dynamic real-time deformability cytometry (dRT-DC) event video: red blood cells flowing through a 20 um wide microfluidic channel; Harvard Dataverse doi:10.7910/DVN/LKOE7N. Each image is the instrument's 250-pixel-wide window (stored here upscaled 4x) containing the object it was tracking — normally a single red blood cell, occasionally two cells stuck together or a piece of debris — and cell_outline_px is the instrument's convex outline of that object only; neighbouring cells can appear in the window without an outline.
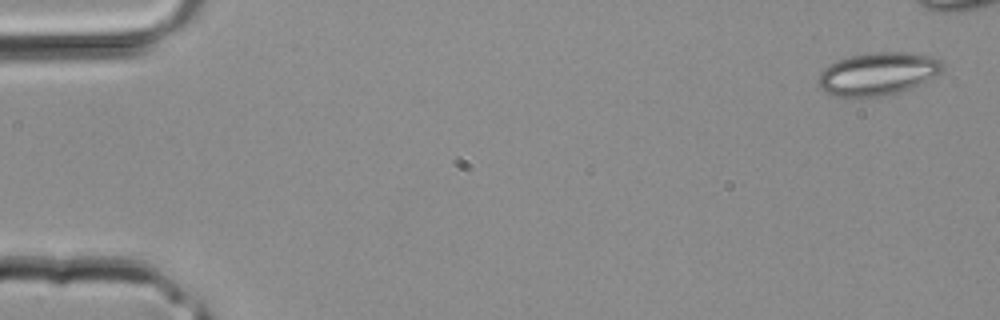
{"species": "common noctule bat (a hibernating species)", "species_latin": "Nyctalus noctula", "temperature_condition": "room temperature", "stored_images_in_passage": 3, "segment_of_instrument_passage": [2, 2], "camera_frame_rate_fps": 3000, "um_per_image_px": 0.085, "animal": {"sex": "male", "body_mass_g": 20.4}, "frame": {"image": 1, "passage_image": 3, "time_ms": 0.667, "image_size_px": [1000, 320], "cell_outline_px": [[944, 68], [940, 72], [900, 92], [884, 96], [832, 96], [824, 92], [820, 88], [820, 72], [824, 68], [836, 60], [852, 56], [872, 52], [904, 52], [932, 56], [940, 60], [944, 64]], "centroid_in_image_um": [74.59, 6.26], "position_along_channel_um": 10.4, "area_um2": 30.52}}